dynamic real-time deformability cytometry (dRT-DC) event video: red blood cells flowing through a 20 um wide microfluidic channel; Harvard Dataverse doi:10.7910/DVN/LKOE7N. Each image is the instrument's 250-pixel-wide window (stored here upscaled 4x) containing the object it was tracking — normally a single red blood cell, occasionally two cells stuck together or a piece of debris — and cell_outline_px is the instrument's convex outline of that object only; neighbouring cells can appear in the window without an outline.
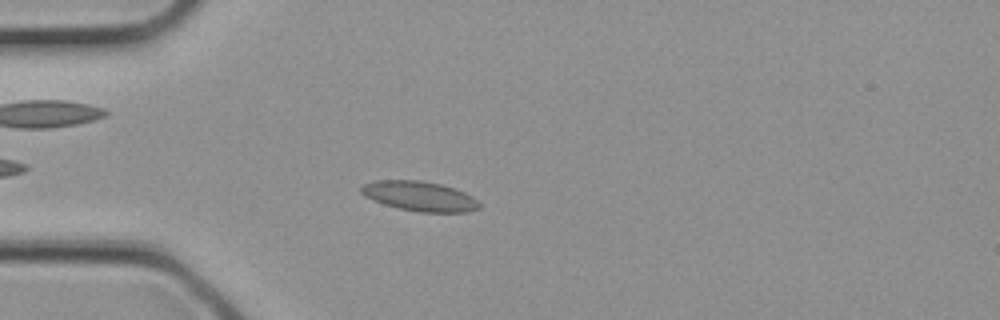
{"species": "common noctule bat (a hibernating species)", "species_latin": "Nyctalus noctula", "temperature_condition": "cold", "stored_images_in_passage": 3, "camera_frame_rate_fps": 3000, "um_per_image_px": 0.085, "animal": {"sex": "female", "body_mass_g": 21.9}, "frame": {"image": 1, "passage_image": 3, "time_ms": 0.667, "image_size_px": [1000, 320], "cell_outline_px": [[480, 208], [468, 212], [420, 212], [400, 208], [384, 204], [372, 200], [364, 196], [360, 192], [360, 188], [364, 184], [372, 180], [420, 180], [440, 184], [464, 192], [472, 196], [480, 204]], "centroid_in_image_um": [35.64, 16.67], "position_along_channel_um": 49.4, "area_um2": 20.46}}